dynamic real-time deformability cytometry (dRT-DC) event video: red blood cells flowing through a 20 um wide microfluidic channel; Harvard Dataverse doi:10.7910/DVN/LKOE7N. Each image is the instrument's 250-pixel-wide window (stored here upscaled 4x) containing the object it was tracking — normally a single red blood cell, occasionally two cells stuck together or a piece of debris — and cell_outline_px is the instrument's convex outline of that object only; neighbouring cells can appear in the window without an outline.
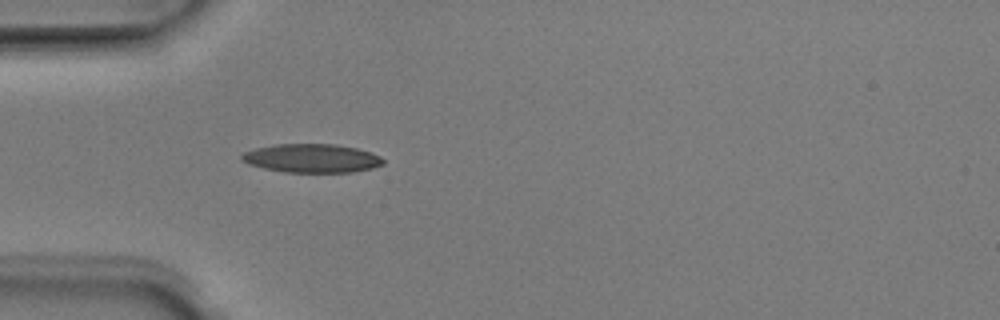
{"species": "Egyptian fruit bat (a non-hibernating species)", "species_latin": "Rousettus aegyptiacus", "temperature_condition": "room temperature", "stored_images_in_passage": 5, "camera_frame_rate_fps": 3000, "um_per_image_px": 0.085, "animal": {"sex": "male"}, "frame": {"image": 1, "passage_image": 5, "time_ms": 1.333, "image_size_px": [1000, 320], "cell_outline_px": [[384, 164], [372, 168], [352, 172], [284, 172], [264, 168], [248, 164], [240, 160], [240, 156], [244, 152], [256, 148], [276, 144], [336, 144], [356, 148], [372, 152], [380, 156], [384, 160]], "centroid_in_image_um": [26.5, 13.45], "position_along_channel_um": 58.5, "area_um2": 23.7}}